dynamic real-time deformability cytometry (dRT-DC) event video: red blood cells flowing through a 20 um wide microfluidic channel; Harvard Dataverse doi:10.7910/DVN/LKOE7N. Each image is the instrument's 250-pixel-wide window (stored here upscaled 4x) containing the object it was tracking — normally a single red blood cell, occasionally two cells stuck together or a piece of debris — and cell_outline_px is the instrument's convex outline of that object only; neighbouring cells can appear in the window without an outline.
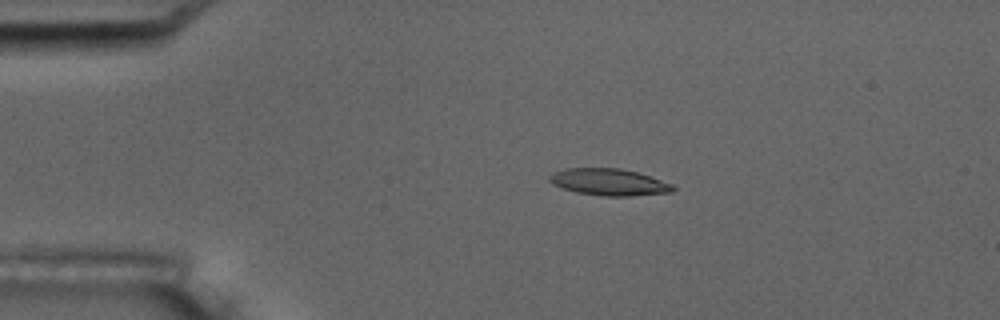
{"species": "common noctule bat (a hibernating species)", "species_latin": "Nyctalus noctula", "temperature_condition": "room temperature", "stored_images_in_passage": 4, "camera_frame_rate_fps": 3000, "um_per_image_px": 0.085, "animal": {"sex": "male", "body_mass_g": 17.5, "forearm_length_mm": 52.3}, "frame": {"image": 1, "passage_image": 3, "time_ms": 3.0, "image_size_px": [1000, 320], "cell_outline_px": [[676, 188], [672, 192], [632, 196], [604, 196], [576, 192], [552, 184], [548, 180], [548, 176], [552, 172], [564, 168], [620, 168], [636, 172], [672, 184]], "centroid_in_image_um": [51.72, 15.47], "position_along_channel_um": 33.3, "area_um2": 19.25}}